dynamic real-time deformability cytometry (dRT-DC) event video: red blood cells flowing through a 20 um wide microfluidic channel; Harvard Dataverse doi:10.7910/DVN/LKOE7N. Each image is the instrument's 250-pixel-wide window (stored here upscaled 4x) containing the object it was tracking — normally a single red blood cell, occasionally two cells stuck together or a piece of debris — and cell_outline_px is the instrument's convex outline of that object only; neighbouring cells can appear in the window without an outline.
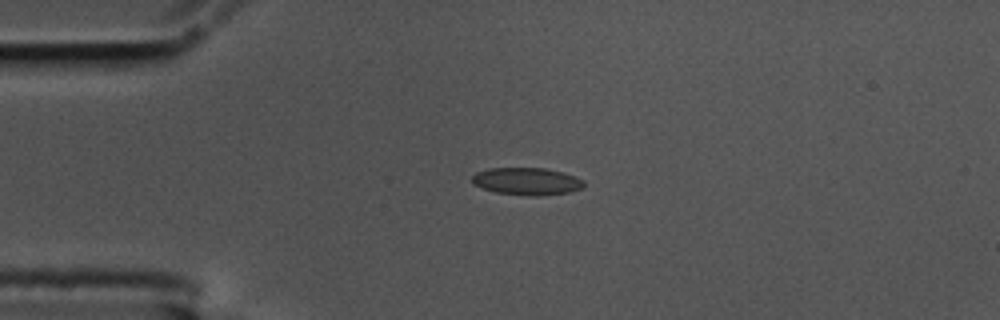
{"species": "common noctule bat (a hibernating species)", "species_latin": "Nyctalus noctula", "temperature_condition": "cold", "stored_images_in_passage": 34, "camera_frame_rate_fps": 3000, "um_per_image_px": 0.085, "animal": {"sex": "male", "body_mass_g": 17.5, "forearm_length_mm": 52.3}, "frame": {"image": 1, "passage_image": 1, "time_ms": 0.0, "image_size_px": [1000, 320], "cell_outline_px": [[584, 188], [568, 192], [536, 196], [532, 196], [496, 192], [472, 184], [472, 176], [476, 172], [488, 168], [544, 168], [564, 172], [576, 176], [584, 180]], "centroid_in_image_um": [44.8, 15.4], "position_along_channel_um": 40.2, "area_um2": 17.86}}
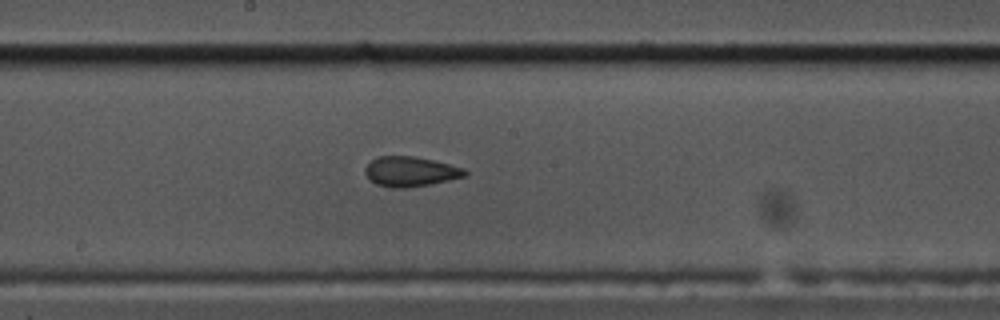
{"frame": {"image": 2, "passage_image": 18, "time_ms": 5.667, "image_size_px": [1000, 320], "cell_outline_px": [[468, 176], [428, 184], [404, 188], [392, 188], [376, 184], [368, 180], [364, 172], [364, 168], [372, 160], [380, 156], [416, 156], [464, 168], [468, 172]], "centroid_in_image_um": [34.86, 14.58], "position_along_channel_um": 213.3, "area_um2": 17.4}}
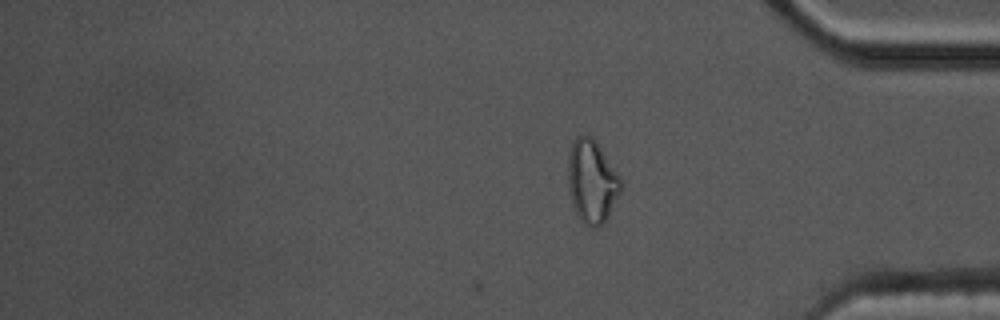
{"frame": {"image": 3, "passage_image": 34, "time_ms": 11.0, "image_size_px": [1000, 320], "cell_outline_px": [[624, 188], [604, 224], [600, 228], [592, 228], [584, 224], [580, 220], [572, 204], [568, 192], [568, 152], [576, 136], [592, 136], [596, 140], [624, 180]], "centroid_in_image_um": [50.35, 15.45], "position_along_channel_um": 384.8, "area_um2": 26.53}, "authors_computed_cell_mechanics": {"area_um2": 17.0799, "velocity_mm_per_s": 3.4814, "shape_relaxation_time_tau1_ms": 5.7472, "shape_relaxation_time_tau2_ms": 1.7185, "deformation_change_tau1": 0.1455, "deformation_change_tau2": 0.0835}}